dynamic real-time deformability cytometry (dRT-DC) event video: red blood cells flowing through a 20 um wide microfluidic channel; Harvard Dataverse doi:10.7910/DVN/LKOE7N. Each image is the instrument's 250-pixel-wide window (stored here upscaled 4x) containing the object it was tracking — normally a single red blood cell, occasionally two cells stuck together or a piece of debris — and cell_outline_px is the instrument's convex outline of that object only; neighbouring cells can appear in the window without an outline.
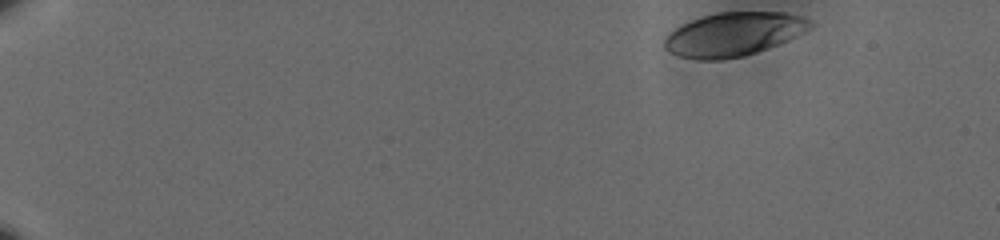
{"species": "human", "species_latin": "Homo sapiens", "temperature_condition": "cold", "stored_images_in_passage": 48, "camera_frame_rate_fps": 3000, "um_per_image_px": 0.085, "donor": {"sex": "male"}, "frame": {"image": 1, "passage_image": 1, "time_ms": 0.0, "image_size_px": [1000, 240], "cell_outline_px": [[812, 24], [804, 32], [788, 40], [768, 48], [744, 56], [720, 60], [696, 60], [680, 56], [668, 52], [664, 48], [664, 36], [668, 32], [680, 24], [716, 12], [784, 12], [800, 16], [808, 20]], "centroid_in_image_um": [62.28, 2.92], "position_along_channel_um": 22.7, "area_um2": 37.17}}
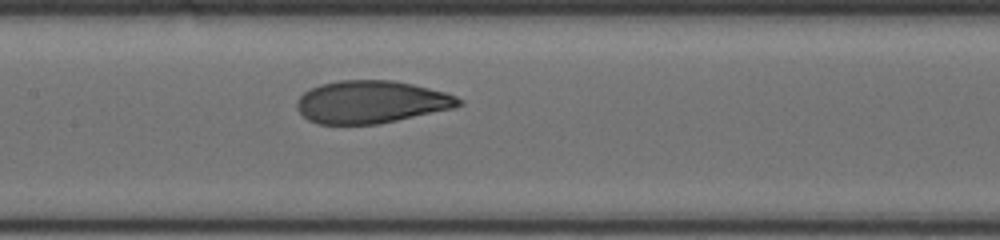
{"frame": {"image": 2, "passage_image": 26, "time_ms": 8.333, "image_size_px": [1000, 240], "cell_outline_px": [[464, 104], [452, 108], [380, 124], [316, 124], [308, 120], [296, 108], [296, 100], [304, 92], [320, 84], [340, 80], [392, 80], [412, 84], [444, 92], [456, 96], [464, 100]], "centroid_in_image_um": [31.54, 8.67], "position_along_channel_um": 175.9, "area_um2": 40.17}}
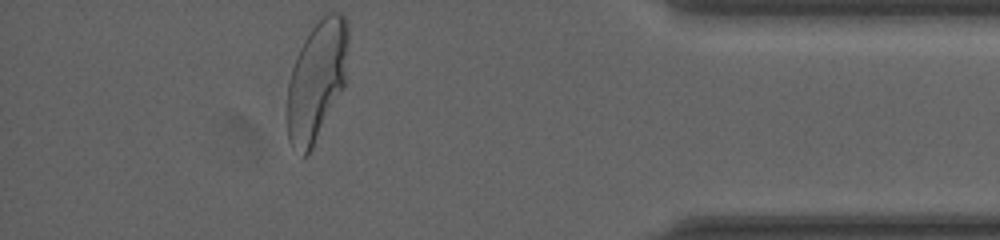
{"frame": {"image": 3, "passage_image": 48, "time_ms": 15.667, "image_size_px": [1000, 240], "cell_outline_px": [[348, 48], [344, 88], [308, 156], [304, 156], [288, 140], [288, 80], [296, 56], [304, 40], [312, 28], [328, 12], [340, 12], [348, 20]], "centroid_in_image_um": [26.95, 6.82], "position_along_channel_um": 408.3, "area_um2": 42.37}, "authors_computed_cell_mechanics": {"area_um2": 40.2288, "velocity_mm_per_s": 3.5833, "shape_relaxation_time_tau1_ms": 4.1416, "shape_relaxation_time_tau2_ms": 1.0237, "deformation_change_tau1": 0.1682, "deformation_change_tau2": 0.0695}}